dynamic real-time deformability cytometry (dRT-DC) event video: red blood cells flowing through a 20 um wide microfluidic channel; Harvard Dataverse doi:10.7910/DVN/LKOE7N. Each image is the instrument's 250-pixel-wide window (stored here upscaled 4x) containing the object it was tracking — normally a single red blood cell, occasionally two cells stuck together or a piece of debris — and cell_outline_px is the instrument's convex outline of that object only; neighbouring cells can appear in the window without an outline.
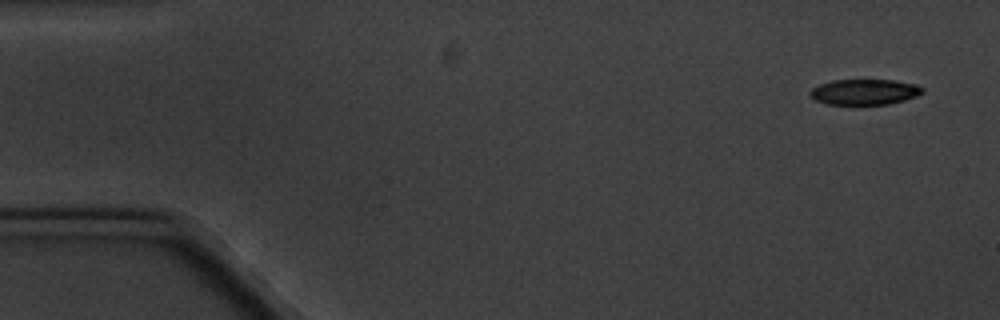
{"species": "common noctule bat (a hibernating species)", "species_latin": "Nyctalus noctula", "temperature_condition": "cold", "stored_images_in_passage": 3, "camera_frame_rate_fps": 3000, "um_per_image_px": 0.085, "animal": {"sex": "male", "body_mass_g": 20.1, "forearm_length_mm": 53.5}, "frame": {"image": 1, "passage_image": 1, "time_ms": 0.0, "image_size_px": [1000, 320], "cell_outline_px": [[924, 92], [916, 96], [904, 100], [888, 104], [828, 104], [816, 100], [808, 92], [812, 88], [820, 84], [832, 80], [892, 80], [916, 84], [924, 88]], "centroid_in_image_um": [73.5, 7.81], "position_along_channel_um": 11.5, "area_um2": 16.65}}